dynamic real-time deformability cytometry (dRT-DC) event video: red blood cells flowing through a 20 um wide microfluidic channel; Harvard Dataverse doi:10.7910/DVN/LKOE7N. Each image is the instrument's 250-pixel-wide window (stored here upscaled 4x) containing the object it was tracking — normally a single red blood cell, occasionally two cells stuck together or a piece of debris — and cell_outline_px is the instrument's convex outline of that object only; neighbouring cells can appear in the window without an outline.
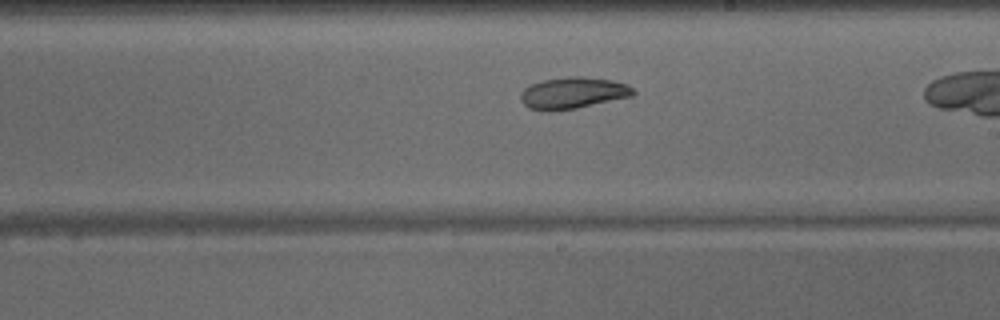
{"species": "common noctule bat (a hibernating species)", "species_latin": "Nyctalus noctula", "temperature_condition": "warm", "stored_images_in_passage": 25, "camera_frame_rate_fps": 3000, "um_per_image_px": 0.085, "animal": {"sex": "male", "body_mass_g": 15.6}, "frame": {"image": 1, "passage_image": 15, "time_ms": 4.667, "image_size_px": [1000, 320], "cell_outline_px": [[636, 92], [632, 96], [576, 108], [528, 108], [520, 100], [520, 92], [524, 88], [532, 84], [544, 80], [568, 76], [584, 76], [612, 80], [628, 84]], "centroid_in_image_um": [48.74, 7.85], "position_along_channel_um": 240.3, "area_um2": 20.11}}
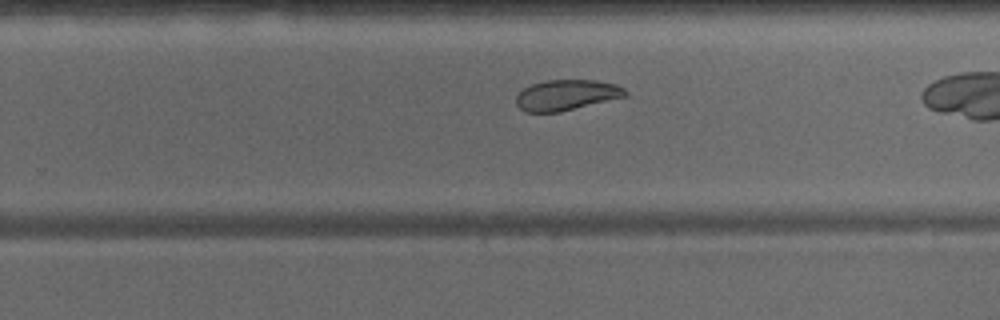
{"frame": {"image": 2, "passage_image": 18, "time_ms": 5.667, "image_size_px": [1000, 320], "cell_outline_px": [[628, 96], [560, 112], [524, 112], [516, 104], [516, 96], [524, 88], [532, 84], [548, 80], [596, 80], [616, 84], [624, 88], [628, 92]], "centroid_in_image_um": [48.18, 8.08], "position_along_channel_um": 281.6, "area_um2": 19.54}}